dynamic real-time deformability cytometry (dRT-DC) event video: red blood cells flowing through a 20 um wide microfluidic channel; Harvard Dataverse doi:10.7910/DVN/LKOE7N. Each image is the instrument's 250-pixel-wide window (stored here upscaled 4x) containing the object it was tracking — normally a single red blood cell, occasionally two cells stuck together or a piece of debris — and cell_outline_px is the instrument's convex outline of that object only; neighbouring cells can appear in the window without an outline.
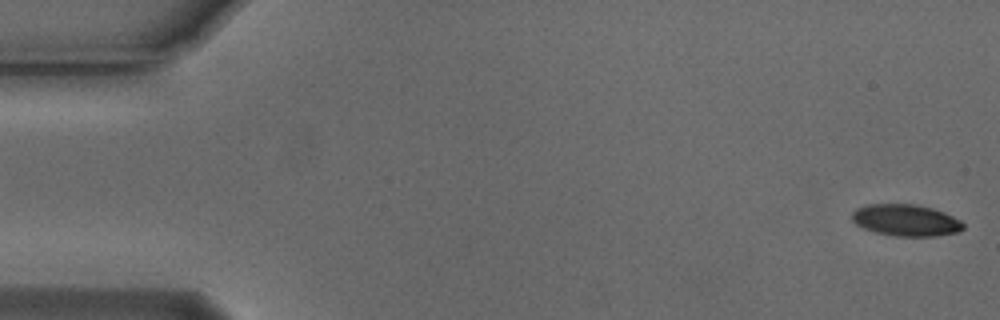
{"species": "Egyptian fruit bat (a non-hibernating species)", "species_latin": "Rousettus aegyptiacus", "temperature_condition": "cold", "stored_images_in_passage": 52, "camera_frame_rate_fps": 3000, "um_per_image_px": 0.085, "animal": {"sex": "male"}, "frame": {"image": 1, "passage_image": 1, "time_ms": 0.0, "image_size_px": [1000, 320], "cell_outline_px": [[964, 228], [960, 232], [936, 236], [896, 236], [876, 232], [864, 228], [856, 224], [852, 220], [852, 212], [856, 208], [868, 204], [916, 204], [932, 208], [944, 212], [960, 220], [964, 224]], "centroid_in_image_um": [77.01, 18.72], "position_along_channel_um": 8.0, "area_um2": 20.58}}
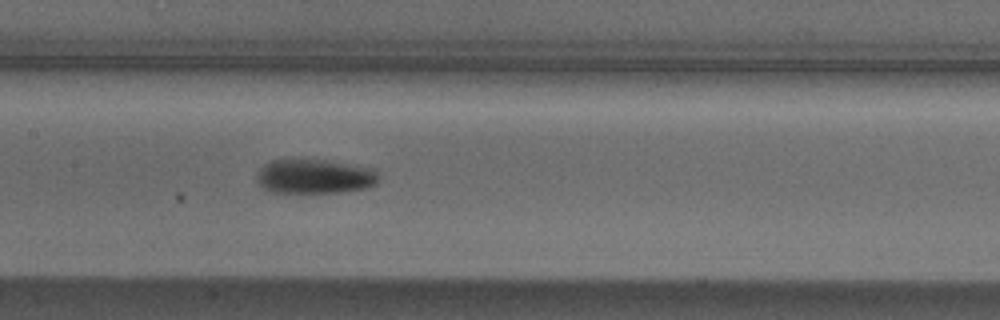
{"frame": {"image": 2, "passage_image": 26, "time_ms": 8.333, "image_size_px": [1000, 320], "cell_outline_px": [[380, 180], [376, 184], [368, 188], [340, 192], [272, 192], [264, 188], [256, 180], [256, 176], [264, 164], [272, 160], [324, 160], [376, 168], [380, 176]], "centroid_in_image_um": [26.82, 15.0], "position_along_channel_um": 180.6, "area_um2": 24.51}}
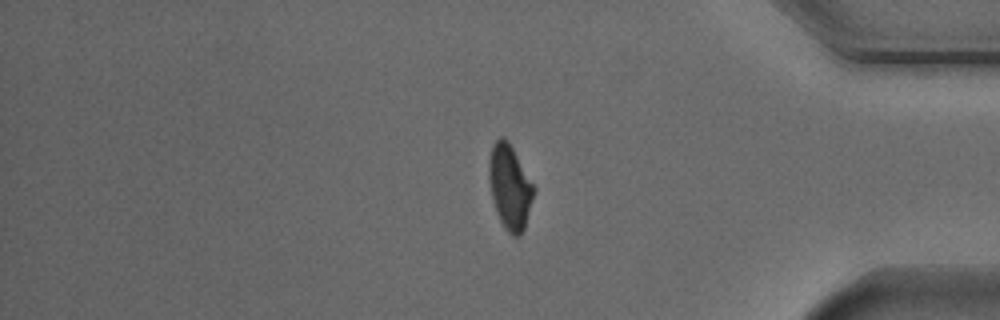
{"frame": {"image": 3, "passage_image": 45, "time_ms": 14.667, "image_size_px": [1000, 320], "cell_outline_px": [[536, 188], [524, 228], [520, 236], [512, 236], [508, 232], [500, 220], [496, 212], [492, 200], [488, 176], [488, 160], [492, 144], [500, 136], [504, 136], [508, 140]], "centroid_in_image_um": [43.32, 15.86], "position_along_channel_um": 391.9, "area_um2": 22.25}}